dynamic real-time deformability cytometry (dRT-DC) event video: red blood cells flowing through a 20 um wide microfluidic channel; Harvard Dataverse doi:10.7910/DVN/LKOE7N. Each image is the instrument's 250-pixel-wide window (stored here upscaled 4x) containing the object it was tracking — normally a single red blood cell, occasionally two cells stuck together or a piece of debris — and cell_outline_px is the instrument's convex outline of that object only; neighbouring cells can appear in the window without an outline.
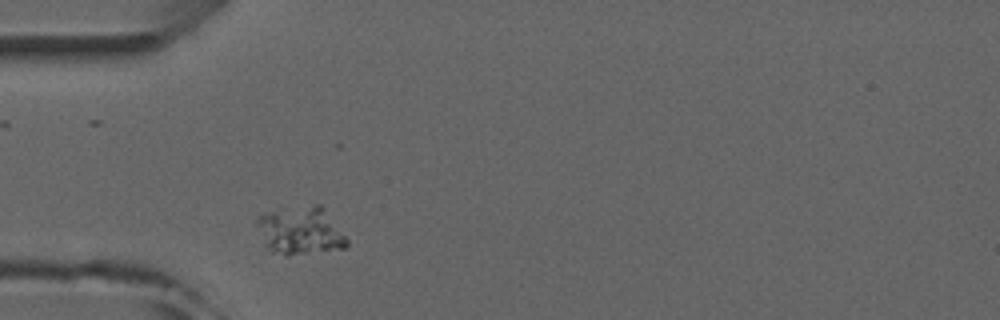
{"species": "common noctule bat (a hibernating species)", "species_latin": "Nyctalus noctula", "temperature_condition": "room temperature", "stored_images_in_passage": 1, "camera_frame_rate_fps": 3000, "um_per_image_px": 0.085, "animal": {"sex": "male", "forearm_length_mm": 52.5}, "frame": {"image": 1, "passage_image": 1, "time_ms": 0.0, "image_size_px": [1000, 320], "cell_outline_px": [[348, 244], [344, 248], [288, 256], [284, 256], [268, 252], [256, 224], [256, 216], [272, 212], [316, 204], [320, 204], [324, 208], [348, 240]], "centroid_in_image_um": [25.52, 19.65], "position_along_channel_um": 59.5, "area_um2": 24.91}}